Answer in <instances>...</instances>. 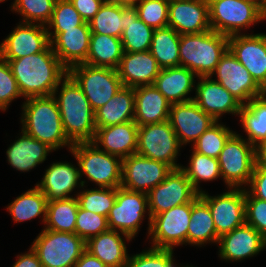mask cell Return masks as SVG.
Here are the masks:
<instances>
[{
  "instance_id": "1",
  "label": "cell",
  "mask_w": 266,
  "mask_h": 267,
  "mask_svg": "<svg viewBox=\"0 0 266 267\" xmlns=\"http://www.w3.org/2000/svg\"><path fill=\"white\" fill-rule=\"evenodd\" d=\"M6 61L25 99L57 95L59 83L68 75V69L59 61L51 44L40 53Z\"/></svg>"
},
{
  "instance_id": "2",
  "label": "cell",
  "mask_w": 266,
  "mask_h": 267,
  "mask_svg": "<svg viewBox=\"0 0 266 267\" xmlns=\"http://www.w3.org/2000/svg\"><path fill=\"white\" fill-rule=\"evenodd\" d=\"M22 105V130L46 143L54 151L73 143L65 135L61 115L54 95L30 97Z\"/></svg>"
},
{
  "instance_id": "3",
  "label": "cell",
  "mask_w": 266,
  "mask_h": 267,
  "mask_svg": "<svg viewBox=\"0 0 266 267\" xmlns=\"http://www.w3.org/2000/svg\"><path fill=\"white\" fill-rule=\"evenodd\" d=\"M59 85V95H53L58 104L65 135L73 144L92 142L96 134L95 111L82 89L69 75Z\"/></svg>"
},
{
  "instance_id": "4",
  "label": "cell",
  "mask_w": 266,
  "mask_h": 267,
  "mask_svg": "<svg viewBox=\"0 0 266 267\" xmlns=\"http://www.w3.org/2000/svg\"><path fill=\"white\" fill-rule=\"evenodd\" d=\"M228 50V36L213 30L180 35V66L188 68L196 77L213 74L222 56Z\"/></svg>"
},
{
  "instance_id": "5",
  "label": "cell",
  "mask_w": 266,
  "mask_h": 267,
  "mask_svg": "<svg viewBox=\"0 0 266 267\" xmlns=\"http://www.w3.org/2000/svg\"><path fill=\"white\" fill-rule=\"evenodd\" d=\"M70 152L78 161L81 178L84 174L100 188L121 187V158L100 150L92 142L74 143Z\"/></svg>"
},
{
  "instance_id": "6",
  "label": "cell",
  "mask_w": 266,
  "mask_h": 267,
  "mask_svg": "<svg viewBox=\"0 0 266 267\" xmlns=\"http://www.w3.org/2000/svg\"><path fill=\"white\" fill-rule=\"evenodd\" d=\"M207 1L210 28L223 35L241 34V30L266 20V11L252 0Z\"/></svg>"
},
{
  "instance_id": "7",
  "label": "cell",
  "mask_w": 266,
  "mask_h": 267,
  "mask_svg": "<svg viewBox=\"0 0 266 267\" xmlns=\"http://www.w3.org/2000/svg\"><path fill=\"white\" fill-rule=\"evenodd\" d=\"M31 248L42 267H74L86 250V242L76 233L43 229Z\"/></svg>"
},
{
  "instance_id": "8",
  "label": "cell",
  "mask_w": 266,
  "mask_h": 267,
  "mask_svg": "<svg viewBox=\"0 0 266 267\" xmlns=\"http://www.w3.org/2000/svg\"><path fill=\"white\" fill-rule=\"evenodd\" d=\"M240 134L234 133L218 156L222 179L228 188L248 186L256 165L255 147Z\"/></svg>"
},
{
  "instance_id": "9",
  "label": "cell",
  "mask_w": 266,
  "mask_h": 267,
  "mask_svg": "<svg viewBox=\"0 0 266 267\" xmlns=\"http://www.w3.org/2000/svg\"><path fill=\"white\" fill-rule=\"evenodd\" d=\"M68 75L82 89L94 111L104 106L123 87L117 69L113 68L82 63L69 68Z\"/></svg>"
},
{
  "instance_id": "10",
  "label": "cell",
  "mask_w": 266,
  "mask_h": 267,
  "mask_svg": "<svg viewBox=\"0 0 266 267\" xmlns=\"http://www.w3.org/2000/svg\"><path fill=\"white\" fill-rule=\"evenodd\" d=\"M178 137L169 121L145 124L138 128L137 151L152 160L163 162L172 169L181 168L176 158L180 152Z\"/></svg>"
},
{
  "instance_id": "11",
  "label": "cell",
  "mask_w": 266,
  "mask_h": 267,
  "mask_svg": "<svg viewBox=\"0 0 266 267\" xmlns=\"http://www.w3.org/2000/svg\"><path fill=\"white\" fill-rule=\"evenodd\" d=\"M148 209V196L146 193L131 191L123 187L116 188V201L107 217L108 227L130 236L137 235L144 214L148 212V235L151 218Z\"/></svg>"
},
{
  "instance_id": "12",
  "label": "cell",
  "mask_w": 266,
  "mask_h": 267,
  "mask_svg": "<svg viewBox=\"0 0 266 267\" xmlns=\"http://www.w3.org/2000/svg\"><path fill=\"white\" fill-rule=\"evenodd\" d=\"M192 202L173 207L151 218L150 232L154 248L172 249L187 245Z\"/></svg>"
},
{
  "instance_id": "13",
  "label": "cell",
  "mask_w": 266,
  "mask_h": 267,
  "mask_svg": "<svg viewBox=\"0 0 266 267\" xmlns=\"http://www.w3.org/2000/svg\"><path fill=\"white\" fill-rule=\"evenodd\" d=\"M199 193L181 168L172 169L160 184L148 193L150 218L173 207L192 202Z\"/></svg>"
},
{
  "instance_id": "14",
  "label": "cell",
  "mask_w": 266,
  "mask_h": 267,
  "mask_svg": "<svg viewBox=\"0 0 266 267\" xmlns=\"http://www.w3.org/2000/svg\"><path fill=\"white\" fill-rule=\"evenodd\" d=\"M200 198L208 205L219 236L245 224V189L229 188L227 192L210 196L203 191Z\"/></svg>"
},
{
  "instance_id": "15",
  "label": "cell",
  "mask_w": 266,
  "mask_h": 267,
  "mask_svg": "<svg viewBox=\"0 0 266 267\" xmlns=\"http://www.w3.org/2000/svg\"><path fill=\"white\" fill-rule=\"evenodd\" d=\"M228 49L266 92V34L228 36Z\"/></svg>"
},
{
  "instance_id": "16",
  "label": "cell",
  "mask_w": 266,
  "mask_h": 267,
  "mask_svg": "<svg viewBox=\"0 0 266 267\" xmlns=\"http://www.w3.org/2000/svg\"><path fill=\"white\" fill-rule=\"evenodd\" d=\"M172 168L160 161L132 154L122 159L121 187L137 192L148 193L160 184Z\"/></svg>"
},
{
  "instance_id": "17",
  "label": "cell",
  "mask_w": 266,
  "mask_h": 267,
  "mask_svg": "<svg viewBox=\"0 0 266 267\" xmlns=\"http://www.w3.org/2000/svg\"><path fill=\"white\" fill-rule=\"evenodd\" d=\"M212 75L217 76V79L213 80L227 89L243 105L264 93L253 80L249 71L236 59L229 49L220 59Z\"/></svg>"
},
{
  "instance_id": "18",
  "label": "cell",
  "mask_w": 266,
  "mask_h": 267,
  "mask_svg": "<svg viewBox=\"0 0 266 267\" xmlns=\"http://www.w3.org/2000/svg\"><path fill=\"white\" fill-rule=\"evenodd\" d=\"M168 121L181 146L190 142H193L194 145L198 138L217 122L193 100L171 104Z\"/></svg>"
},
{
  "instance_id": "19",
  "label": "cell",
  "mask_w": 266,
  "mask_h": 267,
  "mask_svg": "<svg viewBox=\"0 0 266 267\" xmlns=\"http://www.w3.org/2000/svg\"><path fill=\"white\" fill-rule=\"evenodd\" d=\"M50 45L46 26L20 22L0 44V55L14 60L40 53Z\"/></svg>"
},
{
  "instance_id": "20",
  "label": "cell",
  "mask_w": 266,
  "mask_h": 267,
  "mask_svg": "<svg viewBox=\"0 0 266 267\" xmlns=\"http://www.w3.org/2000/svg\"><path fill=\"white\" fill-rule=\"evenodd\" d=\"M168 26L178 34L211 30L207 0H169Z\"/></svg>"
},
{
  "instance_id": "21",
  "label": "cell",
  "mask_w": 266,
  "mask_h": 267,
  "mask_svg": "<svg viewBox=\"0 0 266 267\" xmlns=\"http://www.w3.org/2000/svg\"><path fill=\"white\" fill-rule=\"evenodd\" d=\"M209 77H198L193 101L208 115L218 121L225 113L239 115L243 104L227 89Z\"/></svg>"
},
{
  "instance_id": "22",
  "label": "cell",
  "mask_w": 266,
  "mask_h": 267,
  "mask_svg": "<svg viewBox=\"0 0 266 267\" xmlns=\"http://www.w3.org/2000/svg\"><path fill=\"white\" fill-rule=\"evenodd\" d=\"M48 36L53 52L67 69L86 61L91 37L88 23Z\"/></svg>"
},
{
  "instance_id": "23",
  "label": "cell",
  "mask_w": 266,
  "mask_h": 267,
  "mask_svg": "<svg viewBox=\"0 0 266 267\" xmlns=\"http://www.w3.org/2000/svg\"><path fill=\"white\" fill-rule=\"evenodd\" d=\"M219 257L226 261H241L266 249V239L246 223L219 237Z\"/></svg>"
},
{
  "instance_id": "24",
  "label": "cell",
  "mask_w": 266,
  "mask_h": 267,
  "mask_svg": "<svg viewBox=\"0 0 266 267\" xmlns=\"http://www.w3.org/2000/svg\"><path fill=\"white\" fill-rule=\"evenodd\" d=\"M79 168L68 162L52 163L36 187L43 192L48 201L68 199L72 191L78 186L85 187L86 181L80 180Z\"/></svg>"
},
{
  "instance_id": "25",
  "label": "cell",
  "mask_w": 266,
  "mask_h": 267,
  "mask_svg": "<svg viewBox=\"0 0 266 267\" xmlns=\"http://www.w3.org/2000/svg\"><path fill=\"white\" fill-rule=\"evenodd\" d=\"M161 68L152 53L124 52L117 68L118 76L125 87L153 85Z\"/></svg>"
},
{
  "instance_id": "26",
  "label": "cell",
  "mask_w": 266,
  "mask_h": 267,
  "mask_svg": "<svg viewBox=\"0 0 266 267\" xmlns=\"http://www.w3.org/2000/svg\"><path fill=\"white\" fill-rule=\"evenodd\" d=\"M139 126L134 121L96 128L92 143L108 154L124 159L136 154Z\"/></svg>"
},
{
  "instance_id": "27",
  "label": "cell",
  "mask_w": 266,
  "mask_h": 267,
  "mask_svg": "<svg viewBox=\"0 0 266 267\" xmlns=\"http://www.w3.org/2000/svg\"><path fill=\"white\" fill-rule=\"evenodd\" d=\"M132 238L124 233L108 229L86 242V250L100 259L107 267H126L128 251L125 241Z\"/></svg>"
},
{
  "instance_id": "28",
  "label": "cell",
  "mask_w": 266,
  "mask_h": 267,
  "mask_svg": "<svg viewBox=\"0 0 266 267\" xmlns=\"http://www.w3.org/2000/svg\"><path fill=\"white\" fill-rule=\"evenodd\" d=\"M134 122L138 126L168 121L171 104L154 85L134 88Z\"/></svg>"
},
{
  "instance_id": "29",
  "label": "cell",
  "mask_w": 266,
  "mask_h": 267,
  "mask_svg": "<svg viewBox=\"0 0 266 267\" xmlns=\"http://www.w3.org/2000/svg\"><path fill=\"white\" fill-rule=\"evenodd\" d=\"M196 74L185 67L161 69L153 85L170 104L192 101L194 97L187 95L195 90ZM194 87V88H193Z\"/></svg>"
},
{
  "instance_id": "30",
  "label": "cell",
  "mask_w": 266,
  "mask_h": 267,
  "mask_svg": "<svg viewBox=\"0 0 266 267\" xmlns=\"http://www.w3.org/2000/svg\"><path fill=\"white\" fill-rule=\"evenodd\" d=\"M22 135L6 151L8 163L18 171L28 172L47 159L54 151L46 143L40 142L23 130Z\"/></svg>"
},
{
  "instance_id": "31",
  "label": "cell",
  "mask_w": 266,
  "mask_h": 267,
  "mask_svg": "<svg viewBox=\"0 0 266 267\" xmlns=\"http://www.w3.org/2000/svg\"><path fill=\"white\" fill-rule=\"evenodd\" d=\"M135 92L123 86L104 106L95 111L96 128L134 121Z\"/></svg>"
},
{
  "instance_id": "32",
  "label": "cell",
  "mask_w": 266,
  "mask_h": 267,
  "mask_svg": "<svg viewBox=\"0 0 266 267\" xmlns=\"http://www.w3.org/2000/svg\"><path fill=\"white\" fill-rule=\"evenodd\" d=\"M219 237L210 209L198 195L192 201L187 244L195 246H201L208 242L218 244Z\"/></svg>"
},
{
  "instance_id": "33",
  "label": "cell",
  "mask_w": 266,
  "mask_h": 267,
  "mask_svg": "<svg viewBox=\"0 0 266 267\" xmlns=\"http://www.w3.org/2000/svg\"><path fill=\"white\" fill-rule=\"evenodd\" d=\"M123 53L120 38L91 33L88 57L84 63L95 67L117 69Z\"/></svg>"
},
{
  "instance_id": "34",
  "label": "cell",
  "mask_w": 266,
  "mask_h": 267,
  "mask_svg": "<svg viewBox=\"0 0 266 267\" xmlns=\"http://www.w3.org/2000/svg\"><path fill=\"white\" fill-rule=\"evenodd\" d=\"M246 140L257 147L266 141V92L243 105L239 113Z\"/></svg>"
},
{
  "instance_id": "35",
  "label": "cell",
  "mask_w": 266,
  "mask_h": 267,
  "mask_svg": "<svg viewBox=\"0 0 266 267\" xmlns=\"http://www.w3.org/2000/svg\"><path fill=\"white\" fill-rule=\"evenodd\" d=\"M154 29L138 18L135 7H124L121 42L124 52H144L150 49Z\"/></svg>"
},
{
  "instance_id": "36",
  "label": "cell",
  "mask_w": 266,
  "mask_h": 267,
  "mask_svg": "<svg viewBox=\"0 0 266 267\" xmlns=\"http://www.w3.org/2000/svg\"><path fill=\"white\" fill-rule=\"evenodd\" d=\"M180 34L167 26L154 29L149 51L161 69L179 67Z\"/></svg>"
},
{
  "instance_id": "37",
  "label": "cell",
  "mask_w": 266,
  "mask_h": 267,
  "mask_svg": "<svg viewBox=\"0 0 266 267\" xmlns=\"http://www.w3.org/2000/svg\"><path fill=\"white\" fill-rule=\"evenodd\" d=\"M78 208L77 197L48 201L44 229L75 233Z\"/></svg>"
},
{
  "instance_id": "38",
  "label": "cell",
  "mask_w": 266,
  "mask_h": 267,
  "mask_svg": "<svg viewBox=\"0 0 266 267\" xmlns=\"http://www.w3.org/2000/svg\"><path fill=\"white\" fill-rule=\"evenodd\" d=\"M48 200L36 186L16 197L8 205L7 210L14 222H22L34 219L42 215V222L45 224Z\"/></svg>"
},
{
  "instance_id": "39",
  "label": "cell",
  "mask_w": 266,
  "mask_h": 267,
  "mask_svg": "<svg viewBox=\"0 0 266 267\" xmlns=\"http://www.w3.org/2000/svg\"><path fill=\"white\" fill-rule=\"evenodd\" d=\"M88 24L91 33L121 38L124 25V7L106 0Z\"/></svg>"
},
{
  "instance_id": "40",
  "label": "cell",
  "mask_w": 266,
  "mask_h": 267,
  "mask_svg": "<svg viewBox=\"0 0 266 267\" xmlns=\"http://www.w3.org/2000/svg\"><path fill=\"white\" fill-rule=\"evenodd\" d=\"M181 169L199 194L203 192L199 185L201 181H213L219 177L222 178L218 159L199 154L194 150L190 157L189 166H181Z\"/></svg>"
},
{
  "instance_id": "41",
  "label": "cell",
  "mask_w": 266,
  "mask_h": 267,
  "mask_svg": "<svg viewBox=\"0 0 266 267\" xmlns=\"http://www.w3.org/2000/svg\"><path fill=\"white\" fill-rule=\"evenodd\" d=\"M56 0H14L11 11L23 16V23L46 26L52 17Z\"/></svg>"
},
{
  "instance_id": "42",
  "label": "cell",
  "mask_w": 266,
  "mask_h": 267,
  "mask_svg": "<svg viewBox=\"0 0 266 267\" xmlns=\"http://www.w3.org/2000/svg\"><path fill=\"white\" fill-rule=\"evenodd\" d=\"M217 121L192 145L193 150L208 157L218 158L227 140L235 133Z\"/></svg>"
},
{
  "instance_id": "43",
  "label": "cell",
  "mask_w": 266,
  "mask_h": 267,
  "mask_svg": "<svg viewBox=\"0 0 266 267\" xmlns=\"http://www.w3.org/2000/svg\"><path fill=\"white\" fill-rule=\"evenodd\" d=\"M98 188L84 189L76 194L79 206L87 211L108 217L116 201V188Z\"/></svg>"
},
{
  "instance_id": "44",
  "label": "cell",
  "mask_w": 266,
  "mask_h": 267,
  "mask_svg": "<svg viewBox=\"0 0 266 267\" xmlns=\"http://www.w3.org/2000/svg\"><path fill=\"white\" fill-rule=\"evenodd\" d=\"M85 23L70 0H56L52 17L46 25V29L48 33H62L65 29H71ZM52 28L54 31L50 32Z\"/></svg>"
},
{
  "instance_id": "45",
  "label": "cell",
  "mask_w": 266,
  "mask_h": 267,
  "mask_svg": "<svg viewBox=\"0 0 266 267\" xmlns=\"http://www.w3.org/2000/svg\"><path fill=\"white\" fill-rule=\"evenodd\" d=\"M169 0H141L136 6L138 18L153 29L168 26Z\"/></svg>"
},
{
  "instance_id": "46",
  "label": "cell",
  "mask_w": 266,
  "mask_h": 267,
  "mask_svg": "<svg viewBox=\"0 0 266 267\" xmlns=\"http://www.w3.org/2000/svg\"><path fill=\"white\" fill-rule=\"evenodd\" d=\"M173 257L172 249L151 247L139 254L129 256L126 267H176L177 264L174 263L175 260H173ZM184 267L192 266L186 265Z\"/></svg>"
},
{
  "instance_id": "47",
  "label": "cell",
  "mask_w": 266,
  "mask_h": 267,
  "mask_svg": "<svg viewBox=\"0 0 266 267\" xmlns=\"http://www.w3.org/2000/svg\"><path fill=\"white\" fill-rule=\"evenodd\" d=\"M109 229L107 217L78 208L75 233L87 242L90 238Z\"/></svg>"
},
{
  "instance_id": "48",
  "label": "cell",
  "mask_w": 266,
  "mask_h": 267,
  "mask_svg": "<svg viewBox=\"0 0 266 267\" xmlns=\"http://www.w3.org/2000/svg\"><path fill=\"white\" fill-rule=\"evenodd\" d=\"M245 223L266 239V201L254 197L245 188Z\"/></svg>"
},
{
  "instance_id": "49",
  "label": "cell",
  "mask_w": 266,
  "mask_h": 267,
  "mask_svg": "<svg viewBox=\"0 0 266 267\" xmlns=\"http://www.w3.org/2000/svg\"><path fill=\"white\" fill-rule=\"evenodd\" d=\"M19 97H22V94L10 65L0 55V110H7L10 103Z\"/></svg>"
},
{
  "instance_id": "50",
  "label": "cell",
  "mask_w": 266,
  "mask_h": 267,
  "mask_svg": "<svg viewBox=\"0 0 266 267\" xmlns=\"http://www.w3.org/2000/svg\"><path fill=\"white\" fill-rule=\"evenodd\" d=\"M249 185L247 190L254 197L266 201V168L255 165Z\"/></svg>"
},
{
  "instance_id": "51",
  "label": "cell",
  "mask_w": 266,
  "mask_h": 267,
  "mask_svg": "<svg viewBox=\"0 0 266 267\" xmlns=\"http://www.w3.org/2000/svg\"><path fill=\"white\" fill-rule=\"evenodd\" d=\"M106 0H70L86 23L90 22Z\"/></svg>"
},
{
  "instance_id": "52",
  "label": "cell",
  "mask_w": 266,
  "mask_h": 267,
  "mask_svg": "<svg viewBox=\"0 0 266 267\" xmlns=\"http://www.w3.org/2000/svg\"><path fill=\"white\" fill-rule=\"evenodd\" d=\"M12 267H42V264L37 254L30 247L27 253L17 255L16 262Z\"/></svg>"
},
{
  "instance_id": "53",
  "label": "cell",
  "mask_w": 266,
  "mask_h": 267,
  "mask_svg": "<svg viewBox=\"0 0 266 267\" xmlns=\"http://www.w3.org/2000/svg\"><path fill=\"white\" fill-rule=\"evenodd\" d=\"M74 267H107L100 259L85 250Z\"/></svg>"
},
{
  "instance_id": "54",
  "label": "cell",
  "mask_w": 266,
  "mask_h": 267,
  "mask_svg": "<svg viewBox=\"0 0 266 267\" xmlns=\"http://www.w3.org/2000/svg\"><path fill=\"white\" fill-rule=\"evenodd\" d=\"M256 166L266 168V141L255 147Z\"/></svg>"
},
{
  "instance_id": "55",
  "label": "cell",
  "mask_w": 266,
  "mask_h": 267,
  "mask_svg": "<svg viewBox=\"0 0 266 267\" xmlns=\"http://www.w3.org/2000/svg\"><path fill=\"white\" fill-rule=\"evenodd\" d=\"M122 7H135L141 0H107Z\"/></svg>"
},
{
  "instance_id": "56",
  "label": "cell",
  "mask_w": 266,
  "mask_h": 267,
  "mask_svg": "<svg viewBox=\"0 0 266 267\" xmlns=\"http://www.w3.org/2000/svg\"><path fill=\"white\" fill-rule=\"evenodd\" d=\"M256 2L258 5H260L264 9V0H252Z\"/></svg>"
},
{
  "instance_id": "57",
  "label": "cell",
  "mask_w": 266,
  "mask_h": 267,
  "mask_svg": "<svg viewBox=\"0 0 266 267\" xmlns=\"http://www.w3.org/2000/svg\"><path fill=\"white\" fill-rule=\"evenodd\" d=\"M264 10L266 11V0H264Z\"/></svg>"
}]
</instances>
